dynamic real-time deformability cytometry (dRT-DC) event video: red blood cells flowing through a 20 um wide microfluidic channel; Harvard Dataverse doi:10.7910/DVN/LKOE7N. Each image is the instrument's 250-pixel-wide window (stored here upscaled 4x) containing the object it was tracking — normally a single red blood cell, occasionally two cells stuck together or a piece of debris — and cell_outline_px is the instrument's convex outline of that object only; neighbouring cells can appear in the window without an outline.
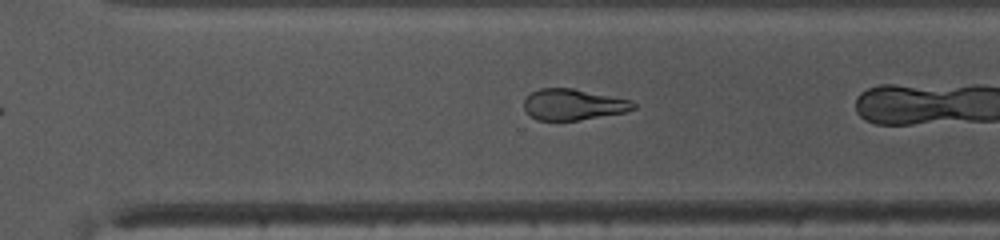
{"species": "common noctule bat (a hibernating species)", "species_latin": "Nyctalus noctula", "temperature_condition": "warm", "stored_images_in_passage": 23, "camera_frame_rate_fps": 3000, "um_per_image_px": 0.085, "animal": {"sex": "female", "body_mass_g": 10.0, "forearm_length_mm": 53.1}, "frame": {"image": 1, "passage_image": 19, "time_ms": 6.0, "image_size_px": [1000, 240], "cell_outline_px": [[636, 108], [624, 112], [580, 120], [536, 120], [524, 108], [524, 100], [532, 92], [540, 88], [572, 88], [632, 100], [636, 104]], "centroid_in_image_um": [48.74, 8.88], "position_along_channel_um": 321.9, "area_um2": 19.65}}